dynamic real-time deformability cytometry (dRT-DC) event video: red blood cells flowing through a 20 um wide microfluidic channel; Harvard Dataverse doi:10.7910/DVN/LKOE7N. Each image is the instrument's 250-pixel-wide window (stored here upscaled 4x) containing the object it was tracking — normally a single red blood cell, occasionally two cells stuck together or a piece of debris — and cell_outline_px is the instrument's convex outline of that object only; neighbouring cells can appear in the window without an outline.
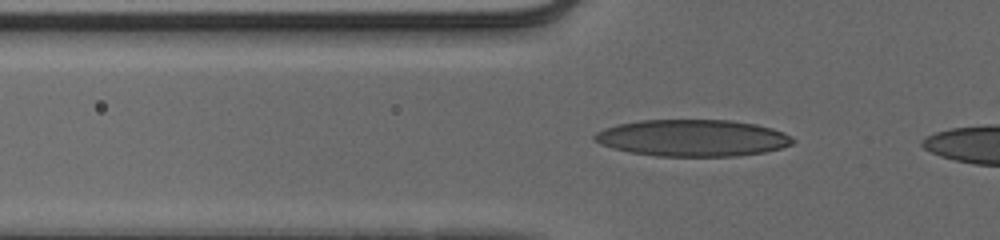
{"species": "human", "species_latin": "Homo sapiens", "temperature_condition": "cold", "stored_images_in_passage": 31, "camera_frame_rate_fps": 3000, "um_per_image_px": 0.085, "donor": {"sex": "male"}, "frame": {"image": 1, "passage_image": 2, "time_ms": 0.333, "image_size_px": [1000, 240], "cell_outline_px": [[796, 140], [792, 144], [780, 148], [764, 152], [736, 156], [656, 156], [628, 152], [612, 148], [600, 144], [592, 140], [592, 136], [596, 132], [604, 128], [620, 124], [640, 120], [732, 120], [756, 124], [772, 128], [784, 132], [792, 136]], "centroid_in_image_um": [58.86, 11.73], "position_along_channel_um": 66.9, "area_um2": 42.71}}
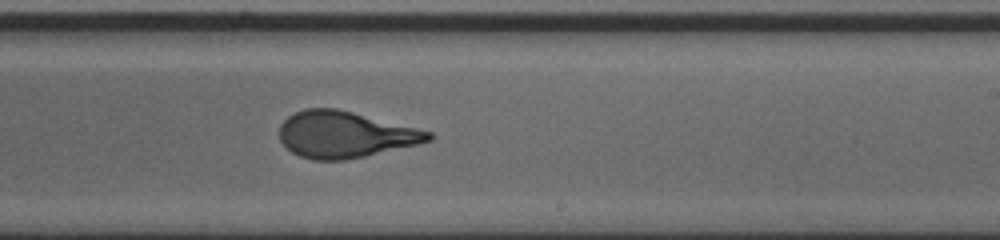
{"frame": {"image": 2, "passage_image": 17, "time_ms": 5.333, "image_size_px": [1000, 240], "cell_outline_px": [[436, 136], [432, 140], [416, 144], [364, 156], [344, 160], [312, 160], [300, 156], [292, 152], [280, 140], [280, 124], [288, 116], [304, 108], [336, 108], [432, 132]], "centroid_in_image_um": [29.3, 11.43], "position_along_channel_um": 259.7, "area_um2": 39.88}}
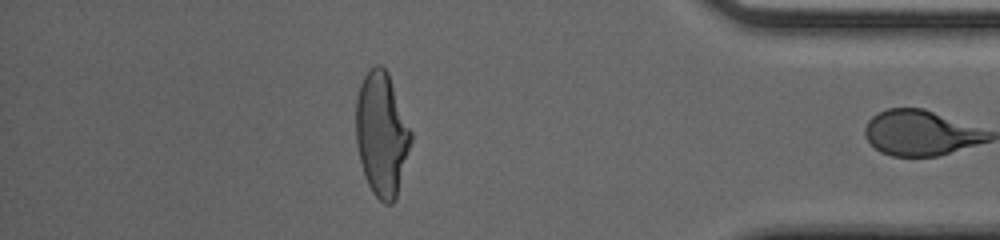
{"frame": {"image": 3, "passage_image": 30, "time_ms": 9.667, "image_size_px": [1000, 240], "cell_outline_px": [[412, 140], [396, 200], [392, 204], [384, 204], [372, 192], [364, 176], [356, 144], [356, 96], [360, 84], [364, 76], [376, 64], [380, 64], [388, 72], [412, 132]], "centroid_in_image_um": [32.45, 11.42], "position_along_channel_um": 402.8, "area_um2": 39.88}}